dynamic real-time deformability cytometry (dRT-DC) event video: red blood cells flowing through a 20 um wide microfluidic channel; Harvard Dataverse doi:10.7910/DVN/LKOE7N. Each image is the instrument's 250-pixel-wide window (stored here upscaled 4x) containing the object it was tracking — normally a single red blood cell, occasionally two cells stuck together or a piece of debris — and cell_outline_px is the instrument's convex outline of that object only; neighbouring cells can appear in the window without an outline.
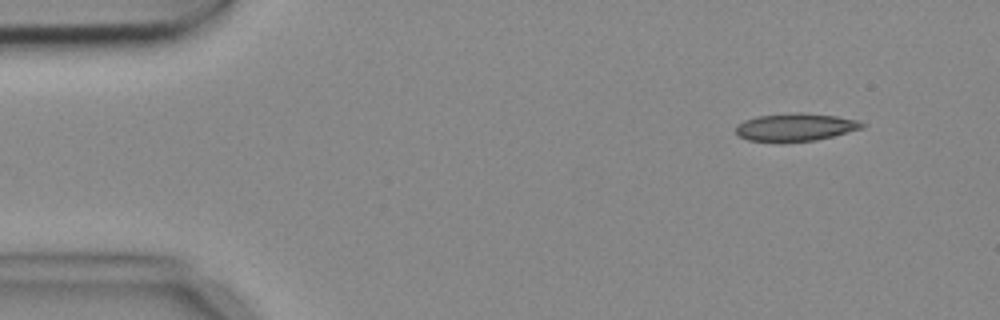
{"species": "common noctule bat (a hibernating species)", "species_latin": "Nyctalus noctula", "temperature_condition": "cold", "stored_images_in_passage": 4, "camera_frame_rate_fps": 3000, "um_per_image_px": 0.085, "animal": {"sex": "female", "body_mass_g": 18.4}, "frame": {"image": 1, "passage_image": 2, "time_ms": 0.333, "image_size_px": [1000, 320], "cell_outline_px": [[868, 124], [864, 128], [816, 140], [748, 140], [740, 136], [736, 132], [736, 124], [744, 120], [756, 116], [796, 112], [804, 112], [836, 116], [860, 120]], "centroid_in_image_um": [67.68, 10.77], "position_along_channel_um": 17.3, "area_um2": 20.17}}
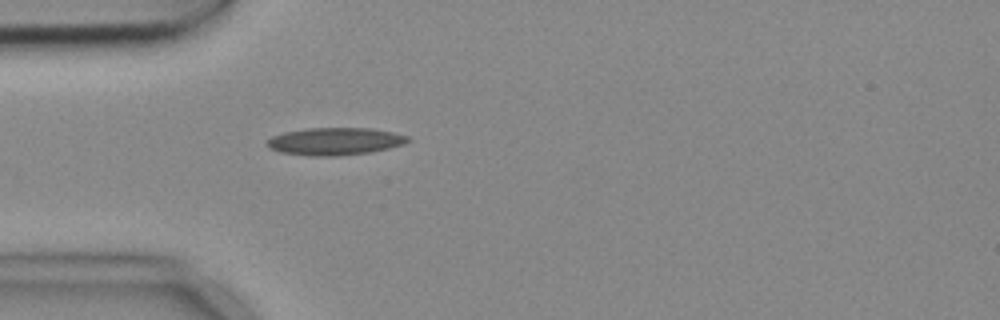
{"frame": {"image": 2, "passage_image": 4, "time_ms": 1.0, "image_size_px": [1000, 320], "cell_outline_px": [[412, 140], [404, 144], [388, 148], [368, 152], [336, 156], [308, 156], [280, 152], [268, 148], [264, 144], [272, 136], [284, 132], [308, 128], [372, 128], [392, 132], [408, 136]], "centroid_in_image_um": [28.44, 12.01], "position_along_channel_um": 56.6, "area_um2": 22.6}}